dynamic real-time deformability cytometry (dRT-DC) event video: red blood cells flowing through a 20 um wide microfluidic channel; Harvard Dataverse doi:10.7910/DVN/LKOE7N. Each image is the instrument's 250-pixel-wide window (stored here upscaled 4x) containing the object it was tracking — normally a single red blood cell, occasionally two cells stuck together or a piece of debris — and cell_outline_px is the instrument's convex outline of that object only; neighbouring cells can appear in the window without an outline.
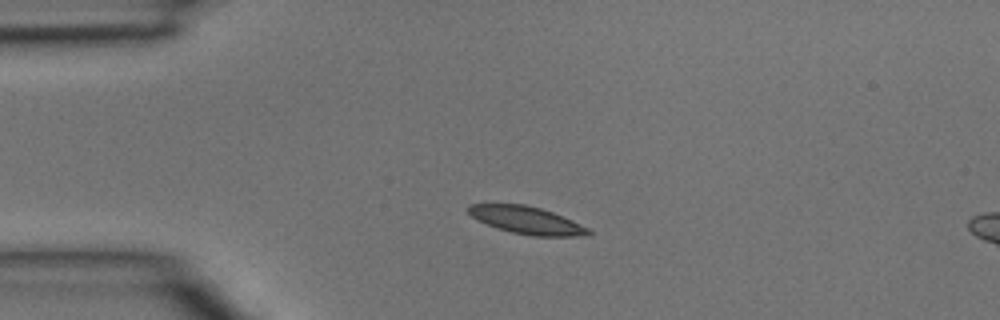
{"species": "common noctule bat (a hibernating species)", "species_latin": "Nyctalus noctula", "temperature_condition": "room temperature", "stored_images_in_passage": 3, "segment_of_instrument_passage": [1, 2], "camera_frame_rate_fps": 3000, "um_per_image_px": 0.085, "animal": {"sex": "male", "body_mass_g": 15.6}, "frame": {"image": 1, "passage_image": 2, "time_ms": 0.333, "image_size_px": [1000, 320], "cell_outline_px": [[592, 232], [588, 236], [532, 236], [512, 232], [496, 228], [476, 220], [464, 208], [468, 204], [524, 204], [540, 208], [552, 212], [572, 220], [588, 228]], "centroid_in_image_um": [44.73, 18.72], "position_along_channel_um": 40.3, "area_um2": 19.31}}